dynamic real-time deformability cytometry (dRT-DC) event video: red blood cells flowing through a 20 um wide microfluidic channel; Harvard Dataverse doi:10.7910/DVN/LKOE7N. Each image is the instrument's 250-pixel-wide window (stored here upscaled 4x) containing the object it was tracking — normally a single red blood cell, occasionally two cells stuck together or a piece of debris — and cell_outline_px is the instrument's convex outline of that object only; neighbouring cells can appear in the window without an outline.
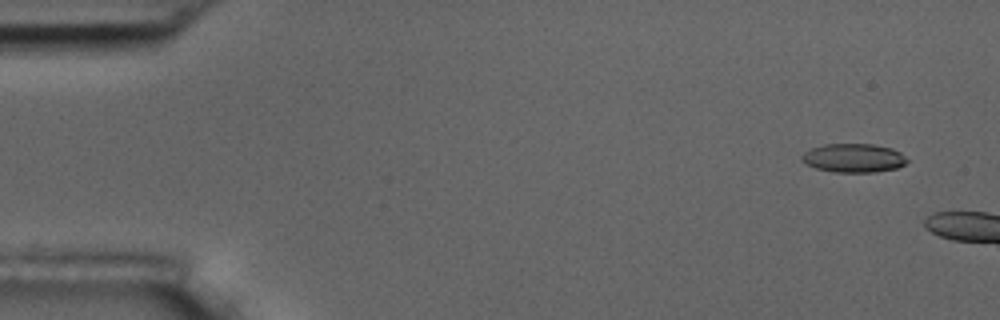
{"species": "common noctule bat (a hibernating species)", "species_latin": "Nyctalus noctula", "temperature_condition": "room temperature", "stored_images_in_passage": 5, "camera_frame_rate_fps": 3000, "um_per_image_px": 0.085, "animal": {"sex": "male", "body_mass_g": 17.5, "forearm_length_mm": 52.3}, "frame": {"image": 1, "passage_image": 2, "time_ms": 1.0, "image_size_px": [1000, 320], "cell_outline_px": [[908, 160], [904, 164], [896, 168], [876, 172], [832, 172], [816, 168], [800, 160], [800, 156], [804, 152], [812, 148], [824, 144], [872, 144], [892, 148], [900, 152]], "centroid_in_image_um": [72.54, 13.43], "position_along_channel_um": 12.5, "area_um2": 17.63}}